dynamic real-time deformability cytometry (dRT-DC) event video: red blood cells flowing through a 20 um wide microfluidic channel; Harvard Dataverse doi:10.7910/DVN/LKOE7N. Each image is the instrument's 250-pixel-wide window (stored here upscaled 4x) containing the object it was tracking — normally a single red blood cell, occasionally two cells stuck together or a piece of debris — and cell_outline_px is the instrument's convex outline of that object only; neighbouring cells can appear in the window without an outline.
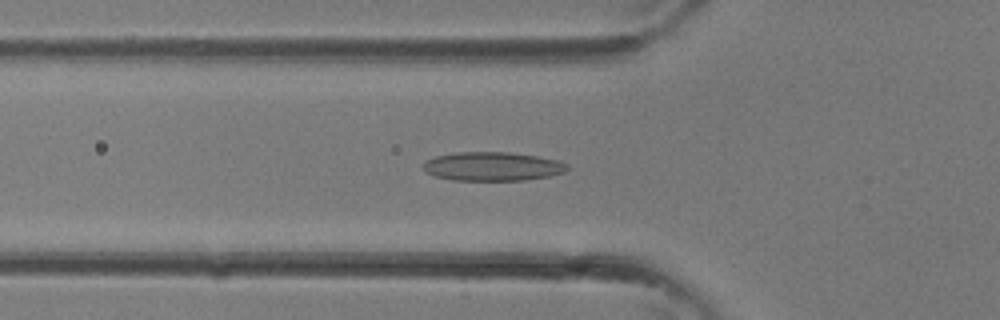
{"species": "common noctule bat (a hibernating species)", "species_latin": "Nyctalus noctula", "temperature_condition": "room temperature", "stored_images_in_passage": 25, "camera_frame_rate_fps": 3000, "um_per_image_px": 0.085, "animal": {"sex": "female"}, "frame": {"image": 1, "passage_image": 3, "time_ms": 0.667, "image_size_px": [1000, 320], "cell_outline_px": [[568, 168], [564, 172], [548, 176], [524, 180], [452, 180], [436, 176], [428, 172], [424, 168], [424, 164], [428, 160], [436, 156], [456, 152], [508, 152], [536, 156], [560, 160], [568, 164]], "centroid_in_image_um": [41.91, 14.14], "position_along_channel_um": 83.9, "area_um2": 23.99}}
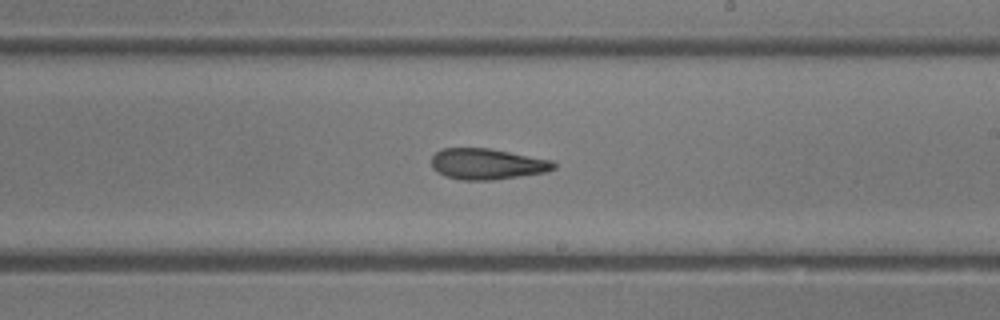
{"frame": {"image": 2, "passage_image": 11, "time_ms": 3.333, "image_size_px": [1000, 320], "cell_outline_px": [[556, 168], [548, 172], [492, 180], [460, 180], [444, 176], [436, 172], [432, 168], [432, 156], [440, 148], [488, 148], [552, 160], [556, 164]], "centroid_in_image_um": [41.39, 13.94], "position_along_channel_um": 247.6, "area_um2": 22.2}}
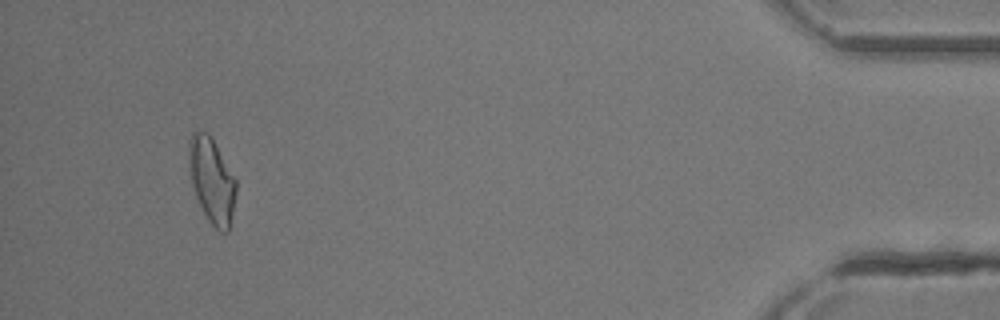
{"frame": {"image": 3, "passage_image": 23, "time_ms": 7.333, "image_size_px": [1000, 320], "cell_outline_px": [[236, 192], [228, 232], [220, 232], [208, 220], [196, 196], [188, 172], [188, 140], [192, 132], [196, 128], [208, 132], [236, 180]], "centroid_in_image_um": [17.96, 15.27], "position_along_channel_um": 417.2, "area_um2": 23.41}}